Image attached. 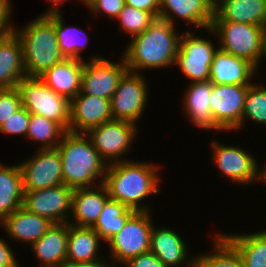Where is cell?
Wrapping results in <instances>:
<instances>
[{
  "label": "cell",
  "instance_id": "cell-1",
  "mask_svg": "<svg viewBox=\"0 0 266 267\" xmlns=\"http://www.w3.org/2000/svg\"><path fill=\"white\" fill-rule=\"evenodd\" d=\"M161 165L148 160L135 161L134 158L115 162L107 166L102 184L111 199L117 200L127 208L152 212L153 206H150L152 203L149 197L160 193L163 183Z\"/></svg>",
  "mask_w": 266,
  "mask_h": 267
},
{
  "label": "cell",
  "instance_id": "cell-2",
  "mask_svg": "<svg viewBox=\"0 0 266 267\" xmlns=\"http://www.w3.org/2000/svg\"><path fill=\"white\" fill-rule=\"evenodd\" d=\"M178 28L156 18L145 31L130 38L120 53L128 70L144 74L145 70L174 68L182 35Z\"/></svg>",
  "mask_w": 266,
  "mask_h": 267
},
{
  "label": "cell",
  "instance_id": "cell-3",
  "mask_svg": "<svg viewBox=\"0 0 266 267\" xmlns=\"http://www.w3.org/2000/svg\"><path fill=\"white\" fill-rule=\"evenodd\" d=\"M56 148L61 157L66 186L73 189L92 188L103 183L108 165L85 133L67 131Z\"/></svg>",
  "mask_w": 266,
  "mask_h": 267
},
{
  "label": "cell",
  "instance_id": "cell-4",
  "mask_svg": "<svg viewBox=\"0 0 266 267\" xmlns=\"http://www.w3.org/2000/svg\"><path fill=\"white\" fill-rule=\"evenodd\" d=\"M23 25L14 24L13 32L22 46L26 76H40L65 59L54 30V11H43Z\"/></svg>",
  "mask_w": 266,
  "mask_h": 267
},
{
  "label": "cell",
  "instance_id": "cell-5",
  "mask_svg": "<svg viewBox=\"0 0 266 267\" xmlns=\"http://www.w3.org/2000/svg\"><path fill=\"white\" fill-rule=\"evenodd\" d=\"M218 47L251 62L258 70L265 56V28L231 21H212ZM261 65V66H260Z\"/></svg>",
  "mask_w": 266,
  "mask_h": 267
},
{
  "label": "cell",
  "instance_id": "cell-6",
  "mask_svg": "<svg viewBox=\"0 0 266 267\" xmlns=\"http://www.w3.org/2000/svg\"><path fill=\"white\" fill-rule=\"evenodd\" d=\"M204 30L209 33L208 36L212 34L215 37L212 38L214 41L206 36L197 35V30L186 29L180 38L174 68L178 67L188 83L210 81V66L219 47L215 41V32L210 27Z\"/></svg>",
  "mask_w": 266,
  "mask_h": 267
},
{
  "label": "cell",
  "instance_id": "cell-7",
  "mask_svg": "<svg viewBox=\"0 0 266 267\" xmlns=\"http://www.w3.org/2000/svg\"><path fill=\"white\" fill-rule=\"evenodd\" d=\"M153 212L135 211L119 233L105 244L106 257L115 267L127 260L150 251L151 232L154 225Z\"/></svg>",
  "mask_w": 266,
  "mask_h": 267
},
{
  "label": "cell",
  "instance_id": "cell-8",
  "mask_svg": "<svg viewBox=\"0 0 266 267\" xmlns=\"http://www.w3.org/2000/svg\"><path fill=\"white\" fill-rule=\"evenodd\" d=\"M208 147L211 152V162L218 169L220 177L233 182L239 187L260 184V163L256 156L246 148L234 144L220 143L219 138H211ZM247 150V151H246Z\"/></svg>",
  "mask_w": 266,
  "mask_h": 267
},
{
  "label": "cell",
  "instance_id": "cell-9",
  "mask_svg": "<svg viewBox=\"0 0 266 267\" xmlns=\"http://www.w3.org/2000/svg\"><path fill=\"white\" fill-rule=\"evenodd\" d=\"M22 106L30 113L42 115L69 131L70 101L50 89L39 76H24L17 84Z\"/></svg>",
  "mask_w": 266,
  "mask_h": 267
},
{
  "label": "cell",
  "instance_id": "cell-10",
  "mask_svg": "<svg viewBox=\"0 0 266 267\" xmlns=\"http://www.w3.org/2000/svg\"><path fill=\"white\" fill-rule=\"evenodd\" d=\"M139 131V126L135 123L112 119L90 129L86 135L100 157L109 165L132 160L128 154L132 153Z\"/></svg>",
  "mask_w": 266,
  "mask_h": 267
},
{
  "label": "cell",
  "instance_id": "cell-11",
  "mask_svg": "<svg viewBox=\"0 0 266 267\" xmlns=\"http://www.w3.org/2000/svg\"><path fill=\"white\" fill-rule=\"evenodd\" d=\"M145 75L129 70L123 75L111 98L113 119L129 121L140 126V118H143L148 107V96L151 94Z\"/></svg>",
  "mask_w": 266,
  "mask_h": 267
},
{
  "label": "cell",
  "instance_id": "cell-12",
  "mask_svg": "<svg viewBox=\"0 0 266 267\" xmlns=\"http://www.w3.org/2000/svg\"><path fill=\"white\" fill-rule=\"evenodd\" d=\"M87 58L84 61L81 92L111 100L121 78L128 71L123 56L116 61L106 59L101 54H92Z\"/></svg>",
  "mask_w": 266,
  "mask_h": 267
},
{
  "label": "cell",
  "instance_id": "cell-13",
  "mask_svg": "<svg viewBox=\"0 0 266 267\" xmlns=\"http://www.w3.org/2000/svg\"><path fill=\"white\" fill-rule=\"evenodd\" d=\"M35 152V153H34ZM19 161L24 192L47 189L64 184L61 157L57 148L36 149Z\"/></svg>",
  "mask_w": 266,
  "mask_h": 267
},
{
  "label": "cell",
  "instance_id": "cell-14",
  "mask_svg": "<svg viewBox=\"0 0 266 267\" xmlns=\"http://www.w3.org/2000/svg\"><path fill=\"white\" fill-rule=\"evenodd\" d=\"M249 85L212 84L209 98L214 123L223 132H237L242 123L245 96Z\"/></svg>",
  "mask_w": 266,
  "mask_h": 267
},
{
  "label": "cell",
  "instance_id": "cell-15",
  "mask_svg": "<svg viewBox=\"0 0 266 267\" xmlns=\"http://www.w3.org/2000/svg\"><path fill=\"white\" fill-rule=\"evenodd\" d=\"M73 191V188L61 184L52 188L24 192L22 207L50 219L53 223H66L71 213Z\"/></svg>",
  "mask_w": 266,
  "mask_h": 267
},
{
  "label": "cell",
  "instance_id": "cell-16",
  "mask_svg": "<svg viewBox=\"0 0 266 267\" xmlns=\"http://www.w3.org/2000/svg\"><path fill=\"white\" fill-rule=\"evenodd\" d=\"M154 223L151 232L150 251L166 267H195L196 253H190L186 238H183L176 228L161 227ZM185 240V241H184ZM192 256H191V255Z\"/></svg>",
  "mask_w": 266,
  "mask_h": 267
},
{
  "label": "cell",
  "instance_id": "cell-17",
  "mask_svg": "<svg viewBox=\"0 0 266 267\" xmlns=\"http://www.w3.org/2000/svg\"><path fill=\"white\" fill-rule=\"evenodd\" d=\"M213 16L214 0H160L158 18L175 26L182 21L187 30L204 31L211 26Z\"/></svg>",
  "mask_w": 266,
  "mask_h": 267
},
{
  "label": "cell",
  "instance_id": "cell-18",
  "mask_svg": "<svg viewBox=\"0 0 266 267\" xmlns=\"http://www.w3.org/2000/svg\"><path fill=\"white\" fill-rule=\"evenodd\" d=\"M112 119L110 99L80 92L70 101L69 132L86 134Z\"/></svg>",
  "mask_w": 266,
  "mask_h": 267
},
{
  "label": "cell",
  "instance_id": "cell-19",
  "mask_svg": "<svg viewBox=\"0 0 266 267\" xmlns=\"http://www.w3.org/2000/svg\"><path fill=\"white\" fill-rule=\"evenodd\" d=\"M182 91L184 93L180 95L181 108L183 115L192 122L191 125L203 131L222 133L223 131L214 123L211 114L209 98L212 83L210 81L187 83Z\"/></svg>",
  "mask_w": 266,
  "mask_h": 267
},
{
  "label": "cell",
  "instance_id": "cell-20",
  "mask_svg": "<svg viewBox=\"0 0 266 267\" xmlns=\"http://www.w3.org/2000/svg\"><path fill=\"white\" fill-rule=\"evenodd\" d=\"M260 71L248 60L218 48L210 66V82L215 85H251Z\"/></svg>",
  "mask_w": 266,
  "mask_h": 267
},
{
  "label": "cell",
  "instance_id": "cell-21",
  "mask_svg": "<svg viewBox=\"0 0 266 267\" xmlns=\"http://www.w3.org/2000/svg\"><path fill=\"white\" fill-rule=\"evenodd\" d=\"M54 223L43 216L29 212L23 207L17 209L6 217L1 223L0 228L6 233L5 237L11 242L25 244L30 247L39 240Z\"/></svg>",
  "mask_w": 266,
  "mask_h": 267
},
{
  "label": "cell",
  "instance_id": "cell-22",
  "mask_svg": "<svg viewBox=\"0 0 266 267\" xmlns=\"http://www.w3.org/2000/svg\"><path fill=\"white\" fill-rule=\"evenodd\" d=\"M69 223H54L30 249L37 267H63L67 259ZM36 257V258H35Z\"/></svg>",
  "mask_w": 266,
  "mask_h": 267
},
{
  "label": "cell",
  "instance_id": "cell-23",
  "mask_svg": "<svg viewBox=\"0 0 266 267\" xmlns=\"http://www.w3.org/2000/svg\"><path fill=\"white\" fill-rule=\"evenodd\" d=\"M109 198L103 184L92 188L74 189L68 223L80 227H93Z\"/></svg>",
  "mask_w": 266,
  "mask_h": 267
},
{
  "label": "cell",
  "instance_id": "cell-24",
  "mask_svg": "<svg viewBox=\"0 0 266 267\" xmlns=\"http://www.w3.org/2000/svg\"><path fill=\"white\" fill-rule=\"evenodd\" d=\"M84 61L65 58L39 77L54 92L71 101L81 92Z\"/></svg>",
  "mask_w": 266,
  "mask_h": 267
},
{
  "label": "cell",
  "instance_id": "cell-25",
  "mask_svg": "<svg viewBox=\"0 0 266 267\" xmlns=\"http://www.w3.org/2000/svg\"><path fill=\"white\" fill-rule=\"evenodd\" d=\"M213 21L266 26V0H214Z\"/></svg>",
  "mask_w": 266,
  "mask_h": 267
},
{
  "label": "cell",
  "instance_id": "cell-26",
  "mask_svg": "<svg viewBox=\"0 0 266 267\" xmlns=\"http://www.w3.org/2000/svg\"><path fill=\"white\" fill-rule=\"evenodd\" d=\"M103 243L92 227L69 224L66 263L93 262L104 259L106 255L100 250Z\"/></svg>",
  "mask_w": 266,
  "mask_h": 267
},
{
  "label": "cell",
  "instance_id": "cell-27",
  "mask_svg": "<svg viewBox=\"0 0 266 267\" xmlns=\"http://www.w3.org/2000/svg\"><path fill=\"white\" fill-rule=\"evenodd\" d=\"M26 76L19 38L10 33L0 36V89L16 87Z\"/></svg>",
  "mask_w": 266,
  "mask_h": 267
},
{
  "label": "cell",
  "instance_id": "cell-28",
  "mask_svg": "<svg viewBox=\"0 0 266 267\" xmlns=\"http://www.w3.org/2000/svg\"><path fill=\"white\" fill-rule=\"evenodd\" d=\"M24 197L23 176L19 163L0 161V223L22 207Z\"/></svg>",
  "mask_w": 266,
  "mask_h": 267
},
{
  "label": "cell",
  "instance_id": "cell-29",
  "mask_svg": "<svg viewBox=\"0 0 266 267\" xmlns=\"http://www.w3.org/2000/svg\"><path fill=\"white\" fill-rule=\"evenodd\" d=\"M261 229L241 234L217 231L238 251L244 267H266V229Z\"/></svg>",
  "mask_w": 266,
  "mask_h": 267
},
{
  "label": "cell",
  "instance_id": "cell-30",
  "mask_svg": "<svg viewBox=\"0 0 266 267\" xmlns=\"http://www.w3.org/2000/svg\"><path fill=\"white\" fill-rule=\"evenodd\" d=\"M61 11H54V30L60 50L65 58H72L85 61L83 51L90 43L88 32L82 27L67 25L65 16Z\"/></svg>",
  "mask_w": 266,
  "mask_h": 267
},
{
  "label": "cell",
  "instance_id": "cell-31",
  "mask_svg": "<svg viewBox=\"0 0 266 267\" xmlns=\"http://www.w3.org/2000/svg\"><path fill=\"white\" fill-rule=\"evenodd\" d=\"M212 233V249L196 253L195 267H244L238 251L219 232Z\"/></svg>",
  "mask_w": 266,
  "mask_h": 267
},
{
  "label": "cell",
  "instance_id": "cell-32",
  "mask_svg": "<svg viewBox=\"0 0 266 267\" xmlns=\"http://www.w3.org/2000/svg\"><path fill=\"white\" fill-rule=\"evenodd\" d=\"M134 212L133 209L127 208L117 200L109 198L92 228L106 244L115 234L120 232Z\"/></svg>",
  "mask_w": 266,
  "mask_h": 267
},
{
  "label": "cell",
  "instance_id": "cell-33",
  "mask_svg": "<svg viewBox=\"0 0 266 267\" xmlns=\"http://www.w3.org/2000/svg\"><path fill=\"white\" fill-rule=\"evenodd\" d=\"M67 131L57 122L42 115L30 114L27 143L33 141L37 149H54ZM30 140V141H29Z\"/></svg>",
  "mask_w": 266,
  "mask_h": 267
},
{
  "label": "cell",
  "instance_id": "cell-34",
  "mask_svg": "<svg viewBox=\"0 0 266 267\" xmlns=\"http://www.w3.org/2000/svg\"><path fill=\"white\" fill-rule=\"evenodd\" d=\"M254 81L248 87V91L245 96V104L244 111L242 114V123L241 126L237 129V131H241V129H245L247 123L251 122L258 125L266 126V84Z\"/></svg>",
  "mask_w": 266,
  "mask_h": 267
},
{
  "label": "cell",
  "instance_id": "cell-35",
  "mask_svg": "<svg viewBox=\"0 0 266 267\" xmlns=\"http://www.w3.org/2000/svg\"><path fill=\"white\" fill-rule=\"evenodd\" d=\"M155 19L151 12L125 5L114 22L117 20L118 31L128 35L130 39L145 31Z\"/></svg>",
  "mask_w": 266,
  "mask_h": 267
},
{
  "label": "cell",
  "instance_id": "cell-36",
  "mask_svg": "<svg viewBox=\"0 0 266 267\" xmlns=\"http://www.w3.org/2000/svg\"><path fill=\"white\" fill-rule=\"evenodd\" d=\"M29 122L30 113L22 106L19 110L13 113V116H10L1 126L0 133L4 134L5 136H22V138L24 136V139H26Z\"/></svg>",
  "mask_w": 266,
  "mask_h": 267
},
{
  "label": "cell",
  "instance_id": "cell-37",
  "mask_svg": "<svg viewBox=\"0 0 266 267\" xmlns=\"http://www.w3.org/2000/svg\"><path fill=\"white\" fill-rule=\"evenodd\" d=\"M22 107L17 87L0 89V128L6 120Z\"/></svg>",
  "mask_w": 266,
  "mask_h": 267
},
{
  "label": "cell",
  "instance_id": "cell-38",
  "mask_svg": "<svg viewBox=\"0 0 266 267\" xmlns=\"http://www.w3.org/2000/svg\"><path fill=\"white\" fill-rule=\"evenodd\" d=\"M125 0H96L88 9L92 16H101L110 18L114 21L119 15L120 11L125 7Z\"/></svg>",
  "mask_w": 266,
  "mask_h": 267
},
{
  "label": "cell",
  "instance_id": "cell-39",
  "mask_svg": "<svg viewBox=\"0 0 266 267\" xmlns=\"http://www.w3.org/2000/svg\"><path fill=\"white\" fill-rule=\"evenodd\" d=\"M12 0H0V34L7 35L13 33L14 7ZM12 21V22H11Z\"/></svg>",
  "mask_w": 266,
  "mask_h": 267
},
{
  "label": "cell",
  "instance_id": "cell-40",
  "mask_svg": "<svg viewBox=\"0 0 266 267\" xmlns=\"http://www.w3.org/2000/svg\"><path fill=\"white\" fill-rule=\"evenodd\" d=\"M2 237H0V267H21L16 250H13L8 239Z\"/></svg>",
  "mask_w": 266,
  "mask_h": 267
},
{
  "label": "cell",
  "instance_id": "cell-41",
  "mask_svg": "<svg viewBox=\"0 0 266 267\" xmlns=\"http://www.w3.org/2000/svg\"><path fill=\"white\" fill-rule=\"evenodd\" d=\"M120 267H166L151 251L127 260Z\"/></svg>",
  "mask_w": 266,
  "mask_h": 267
},
{
  "label": "cell",
  "instance_id": "cell-42",
  "mask_svg": "<svg viewBox=\"0 0 266 267\" xmlns=\"http://www.w3.org/2000/svg\"><path fill=\"white\" fill-rule=\"evenodd\" d=\"M126 5L151 12L156 18L159 16L160 0H125Z\"/></svg>",
  "mask_w": 266,
  "mask_h": 267
},
{
  "label": "cell",
  "instance_id": "cell-43",
  "mask_svg": "<svg viewBox=\"0 0 266 267\" xmlns=\"http://www.w3.org/2000/svg\"><path fill=\"white\" fill-rule=\"evenodd\" d=\"M63 267H115V266L107 257H105L104 259L93 262L66 263Z\"/></svg>",
  "mask_w": 266,
  "mask_h": 267
},
{
  "label": "cell",
  "instance_id": "cell-44",
  "mask_svg": "<svg viewBox=\"0 0 266 267\" xmlns=\"http://www.w3.org/2000/svg\"><path fill=\"white\" fill-rule=\"evenodd\" d=\"M49 3L48 9L45 11H61L64 3L70 2V0H45Z\"/></svg>",
  "mask_w": 266,
  "mask_h": 267
},
{
  "label": "cell",
  "instance_id": "cell-45",
  "mask_svg": "<svg viewBox=\"0 0 266 267\" xmlns=\"http://www.w3.org/2000/svg\"><path fill=\"white\" fill-rule=\"evenodd\" d=\"M266 160L260 164V185L266 186Z\"/></svg>",
  "mask_w": 266,
  "mask_h": 267
},
{
  "label": "cell",
  "instance_id": "cell-46",
  "mask_svg": "<svg viewBox=\"0 0 266 267\" xmlns=\"http://www.w3.org/2000/svg\"><path fill=\"white\" fill-rule=\"evenodd\" d=\"M72 0H70L71 2ZM80 3L84 6H86L87 10L90 8V6L96 1V0H79Z\"/></svg>",
  "mask_w": 266,
  "mask_h": 267
},
{
  "label": "cell",
  "instance_id": "cell-47",
  "mask_svg": "<svg viewBox=\"0 0 266 267\" xmlns=\"http://www.w3.org/2000/svg\"><path fill=\"white\" fill-rule=\"evenodd\" d=\"M264 28H265V56H266V26Z\"/></svg>",
  "mask_w": 266,
  "mask_h": 267
}]
</instances>
